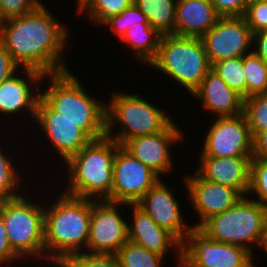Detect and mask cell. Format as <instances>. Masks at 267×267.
I'll use <instances>...</instances> for the list:
<instances>
[{"label": "cell", "mask_w": 267, "mask_h": 267, "mask_svg": "<svg viewBox=\"0 0 267 267\" xmlns=\"http://www.w3.org/2000/svg\"><path fill=\"white\" fill-rule=\"evenodd\" d=\"M63 26L42 3L30 13L3 21L0 43L21 69L62 73L69 71L62 57L69 31Z\"/></svg>", "instance_id": "1"}, {"label": "cell", "mask_w": 267, "mask_h": 267, "mask_svg": "<svg viewBox=\"0 0 267 267\" xmlns=\"http://www.w3.org/2000/svg\"><path fill=\"white\" fill-rule=\"evenodd\" d=\"M59 196L52 206H45L44 221L45 259L58 267L83 253V247L86 252L91 219V199Z\"/></svg>", "instance_id": "2"}, {"label": "cell", "mask_w": 267, "mask_h": 267, "mask_svg": "<svg viewBox=\"0 0 267 267\" xmlns=\"http://www.w3.org/2000/svg\"><path fill=\"white\" fill-rule=\"evenodd\" d=\"M119 146L115 140L104 136L91 140L70 156L65 161L68 186L62 193L84 199L107 200L112 192L113 163Z\"/></svg>", "instance_id": "3"}, {"label": "cell", "mask_w": 267, "mask_h": 267, "mask_svg": "<svg viewBox=\"0 0 267 267\" xmlns=\"http://www.w3.org/2000/svg\"><path fill=\"white\" fill-rule=\"evenodd\" d=\"M49 77L47 83L50 82V85L40 92L41 97L60 116L76 124L91 140L106 136V102L90 97L70 70L49 74L47 79Z\"/></svg>", "instance_id": "4"}, {"label": "cell", "mask_w": 267, "mask_h": 267, "mask_svg": "<svg viewBox=\"0 0 267 267\" xmlns=\"http://www.w3.org/2000/svg\"><path fill=\"white\" fill-rule=\"evenodd\" d=\"M149 65L167 74L190 94L211 69L201 38L173 34L161 36L158 53Z\"/></svg>", "instance_id": "5"}, {"label": "cell", "mask_w": 267, "mask_h": 267, "mask_svg": "<svg viewBox=\"0 0 267 267\" xmlns=\"http://www.w3.org/2000/svg\"><path fill=\"white\" fill-rule=\"evenodd\" d=\"M111 97L106 104V136L119 145L130 138L163 132L173 122L165 110L149 103L139 94L115 92ZM119 125L120 132L113 135V127Z\"/></svg>", "instance_id": "6"}, {"label": "cell", "mask_w": 267, "mask_h": 267, "mask_svg": "<svg viewBox=\"0 0 267 267\" xmlns=\"http://www.w3.org/2000/svg\"><path fill=\"white\" fill-rule=\"evenodd\" d=\"M267 207L251 196H242L232 207L206 220L199 229L210 239L245 248L260 246ZM250 244V245H249Z\"/></svg>", "instance_id": "7"}, {"label": "cell", "mask_w": 267, "mask_h": 267, "mask_svg": "<svg viewBox=\"0 0 267 267\" xmlns=\"http://www.w3.org/2000/svg\"><path fill=\"white\" fill-rule=\"evenodd\" d=\"M0 213L12 249L21 258L44 259L45 206L41 203L39 205V202L35 204L20 195L0 201Z\"/></svg>", "instance_id": "8"}, {"label": "cell", "mask_w": 267, "mask_h": 267, "mask_svg": "<svg viewBox=\"0 0 267 267\" xmlns=\"http://www.w3.org/2000/svg\"><path fill=\"white\" fill-rule=\"evenodd\" d=\"M252 256L243 247L210 239L199 228L182 243V260L191 267H254Z\"/></svg>", "instance_id": "9"}, {"label": "cell", "mask_w": 267, "mask_h": 267, "mask_svg": "<svg viewBox=\"0 0 267 267\" xmlns=\"http://www.w3.org/2000/svg\"><path fill=\"white\" fill-rule=\"evenodd\" d=\"M126 203L91 200V219L86 253L116 255L128 241V223L119 214Z\"/></svg>", "instance_id": "10"}, {"label": "cell", "mask_w": 267, "mask_h": 267, "mask_svg": "<svg viewBox=\"0 0 267 267\" xmlns=\"http://www.w3.org/2000/svg\"><path fill=\"white\" fill-rule=\"evenodd\" d=\"M201 40L212 65L217 61L243 57L252 52L253 32L243 16L219 17Z\"/></svg>", "instance_id": "11"}, {"label": "cell", "mask_w": 267, "mask_h": 267, "mask_svg": "<svg viewBox=\"0 0 267 267\" xmlns=\"http://www.w3.org/2000/svg\"><path fill=\"white\" fill-rule=\"evenodd\" d=\"M161 179L121 145L113 163V187L108 201L136 204Z\"/></svg>", "instance_id": "12"}, {"label": "cell", "mask_w": 267, "mask_h": 267, "mask_svg": "<svg viewBox=\"0 0 267 267\" xmlns=\"http://www.w3.org/2000/svg\"><path fill=\"white\" fill-rule=\"evenodd\" d=\"M201 150V157L252 156V138L244 113L217 117L207 132Z\"/></svg>", "instance_id": "13"}, {"label": "cell", "mask_w": 267, "mask_h": 267, "mask_svg": "<svg viewBox=\"0 0 267 267\" xmlns=\"http://www.w3.org/2000/svg\"><path fill=\"white\" fill-rule=\"evenodd\" d=\"M51 142V148L64 160L78 153L91 139L76 126L60 116L41 96L38 99L35 118Z\"/></svg>", "instance_id": "14"}, {"label": "cell", "mask_w": 267, "mask_h": 267, "mask_svg": "<svg viewBox=\"0 0 267 267\" xmlns=\"http://www.w3.org/2000/svg\"><path fill=\"white\" fill-rule=\"evenodd\" d=\"M176 126L172 122L163 132L130 138L121 146L160 177L173 169L170 147L184 137Z\"/></svg>", "instance_id": "15"}, {"label": "cell", "mask_w": 267, "mask_h": 267, "mask_svg": "<svg viewBox=\"0 0 267 267\" xmlns=\"http://www.w3.org/2000/svg\"><path fill=\"white\" fill-rule=\"evenodd\" d=\"M159 179L146 194L136 203L159 226L174 235L181 243L193 226L185 225L181 214L179 201L167 187L166 183Z\"/></svg>", "instance_id": "16"}, {"label": "cell", "mask_w": 267, "mask_h": 267, "mask_svg": "<svg viewBox=\"0 0 267 267\" xmlns=\"http://www.w3.org/2000/svg\"><path fill=\"white\" fill-rule=\"evenodd\" d=\"M184 178L190 202L200 218L192 225L193 228H199L210 217L229 209L242 197L236 189L208 181L196 171Z\"/></svg>", "instance_id": "17"}, {"label": "cell", "mask_w": 267, "mask_h": 267, "mask_svg": "<svg viewBox=\"0 0 267 267\" xmlns=\"http://www.w3.org/2000/svg\"><path fill=\"white\" fill-rule=\"evenodd\" d=\"M252 156L200 157L196 172L204 179L236 189L246 196L250 189Z\"/></svg>", "instance_id": "18"}, {"label": "cell", "mask_w": 267, "mask_h": 267, "mask_svg": "<svg viewBox=\"0 0 267 267\" xmlns=\"http://www.w3.org/2000/svg\"><path fill=\"white\" fill-rule=\"evenodd\" d=\"M133 209L132 224H128V241L142 246L149 251L165 257L170 247L176 248V258L182 260V243L170 232L159 226L147 213L136 204H129Z\"/></svg>", "instance_id": "19"}, {"label": "cell", "mask_w": 267, "mask_h": 267, "mask_svg": "<svg viewBox=\"0 0 267 267\" xmlns=\"http://www.w3.org/2000/svg\"><path fill=\"white\" fill-rule=\"evenodd\" d=\"M22 71H25L29 81L21 78L16 72L0 84V113L13 116V114H20L21 111H28L31 117L35 118L37 102L41 95L40 89L37 90L36 95L34 94L31 82L35 86V83L46 79L48 75L28 68H22Z\"/></svg>", "instance_id": "20"}, {"label": "cell", "mask_w": 267, "mask_h": 267, "mask_svg": "<svg viewBox=\"0 0 267 267\" xmlns=\"http://www.w3.org/2000/svg\"><path fill=\"white\" fill-rule=\"evenodd\" d=\"M202 106L216 117L237 116L243 113L244 99L210 69L200 86L192 93Z\"/></svg>", "instance_id": "21"}, {"label": "cell", "mask_w": 267, "mask_h": 267, "mask_svg": "<svg viewBox=\"0 0 267 267\" xmlns=\"http://www.w3.org/2000/svg\"><path fill=\"white\" fill-rule=\"evenodd\" d=\"M219 17L210 0H177L175 35L201 38Z\"/></svg>", "instance_id": "22"}, {"label": "cell", "mask_w": 267, "mask_h": 267, "mask_svg": "<svg viewBox=\"0 0 267 267\" xmlns=\"http://www.w3.org/2000/svg\"><path fill=\"white\" fill-rule=\"evenodd\" d=\"M161 34L150 23H135L128 26L125 33L119 38L130 46L136 59L144 64H149L155 59Z\"/></svg>", "instance_id": "23"}, {"label": "cell", "mask_w": 267, "mask_h": 267, "mask_svg": "<svg viewBox=\"0 0 267 267\" xmlns=\"http://www.w3.org/2000/svg\"><path fill=\"white\" fill-rule=\"evenodd\" d=\"M133 3L161 35H175L177 0H134Z\"/></svg>", "instance_id": "24"}, {"label": "cell", "mask_w": 267, "mask_h": 267, "mask_svg": "<svg viewBox=\"0 0 267 267\" xmlns=\"http://www.w3.org/2000/svg\"><path fill=\"white\" fill-rule=\"evenodd\" d=\"M133 2L134 0H77L76 10L79 14L86 12L89 20L102 25L110 17L122 13Z\"/></svg>", "instance_id": "25"}, {"label": "cell", "mask_w": 267, "mask_h": 267, "mask_svg": "<svg viewBox=\"0 0 267 267\" xmlns=\"http://www.w3.org/2000/svg\"><path fill=\"white\" fill-rule=\"evenodd\" d=\"M246 84V98L267 94V63L253 51L243 56Z\"/></svg>", "instance_id": "26"}, {"label": "cell", "mask_w": 267, "mask_h": 267, "mask_svg": "<svg viewBox=\"0 0 267 267\" xmlns=\"http://www.w3.org/2000/svg\"><path fill=\"white\" fill-rule=\"evenodd\" d=\"M220 78L234 91L246 99L247 79L243 68V57L217 61L211 65Z\"/></svg>", "instance_id": "27"}, {"label": "cell", "mask_w": 267, "mask_h": 267, "mask_svg": "<svg viewBox=\"0 0 267 267\" xmlns=\"http://www.w3.org/2000/svg\"><path fill=\"white\" fill-rule=\"evenodd\" d=\"M121 267H161L164 257L127 241L116 254Z\"/></svg>", "instance_id": "28"}, {"label": "cell", "mask_w": 267, "mask_h": 267, "mask_svg": "<svg viewBox=\"0 0 267 267\" xmlns=\"http://www.w3.org/2000/svg\"><path fill=\"white\" fill-rule=\"evenodd\" d=\"M243 113L247 119L251 138L267 130V94L244 99Z\"/></svg>", "instance_id": "29"}, {"label": "cell", "mask_w": 267, "mask_h": 267, "mask_svg": "<svg viewBox=\"0 0 267 267\" xmlns=\"http://www.w3.org/2000/svg\"><path fill=\"white\" fill-rule=\"evenodd\" d=\"M1 147V146H0ZM6 152L0 148V201L9 200L19 197L21 194L18 192L17 187L20 188V178L17 176L19 170H16L11 160H9ZM20 185V186H19ZM14 189L16 191H14Z\"/></svg>", "instance_id": "30"}, {"label": "cell", "mask_w": 267, "mask_h": 267, "mask_svg": "<svg viewBox=\"0 0 267 267\" xmlns=\"http://www.w3.org/2000/svg\"><path fill=\"white\" fill-rule=\"evenodd\" d=\"M135 23H149L146 15L133 3L126 8L122 13L112 16L107 19L102 26L110 27L112 32L117 34L119 38L128 29V26H133Z\"/></svg>", "instance_id": "31"}, {"label": "cell", "mask_w": 267, "mask_h": 267, "mask_svg": "<svg viewBox=\"0 0 267 267\" xmlns=\"http://www.w3.org/2000/svg\"><path fill=\"white\" fill-rule=\"evenodd\" d=\"M257 195L254 199L267 207V160L251 159L250 189L248 192ZM255 193V194H254Z\"/></svg>", "instance_id": "32"}, {"label": "cell", "mask_w": 267, "mask_h": 267, "mask_svg": "<svg viewBox=\"0 0 267 267\" xmlns=\"http://www.w3.org/2000/svg\"><path fill=\"white\" fill-rule=\"evenodd\" d=\"M59 267H121L117 255L80 253L69 257Z\"/></svg>", "instance_id": "33"}, {"label": "cell", "mask_w": 267, "mask_h": 267, "mask_svg": "<svg viewBox=\"0 0 267 267\" xmlns=\"http://www.w3.org/2000/svg\"><path fill=\"white\" fill-rule=\"evenodd\" d=\"M253 34L267 29V1L253 3L247 6L243 16Z\"/></svg>", "instance_id": "34"}, {"label": "cell", "mask_w": 267, "mask_h": 267, "mask_svg": "<svg viewBox=\"0 0 267 267\" xmlns=\"http://www.w3.org/2000/svg\"><path fill=\"white\" fill-rule=\"evenodd\" d=\"M4 21L14 17H20L35 10L41 0H0Z\"/></svg>", "instance_id": "35"}, {"label": "cell", "mask_w": 267, "mask_h": 267, "mask_svg": "<svg viewBox=\"0 0 267 267\" xmlns=\"http://www.w3.org/2000/svg\"><path fill=\"white\" fill-rule=\"evenodd\" d=\"M216 13L220 17L244 16L247 4L246 0H210Z\"/></svg>", "instance_id": "36"}, {"label": "cell", "mask_w": 267, "mask_h": 267, "mask_svg": "<svg viewBox=\"0 0 267 267\" xmlns=\"http://www.w3.org/2000/svg\"><path fill=\"white\" fill-rule=\"evenodd\" d=\"M17 259L19 261V259L22 258L12 249L10 245L3 217L0 213V265L5 264L4 262L9 264L13 260L17 261Z\"/></svg>", "instance_id": "37"}, {"label": "cell", "mask_w": 267, "mask_h": 267, "mask_svg": "<svg viewBox=\"0 0 267 267\" xmlns=\"http://www.w3.org/2000/svg\"><path fill=\"white\" fill-rule=\"evenodd\" d=\"M21 68L12 60L11 55L0 43V84Z\"/></svg>", "instance_id": "38"}, {"label": "cell", "mask_w": 267, "mask_h": 267, "mask_svg": "<svg viewBox=\"0 0 267 267\" xmlns=\"http://www.w3.org/2000/svg\"><path fill=\"white\" fill-rule=\"evenodd\" d=\"M252 159L267 160V130L252 139Z\"/></svg>", "instance_id": "39"}, {"label": "cell", "mask_w": 267, "mask_h": 267, "mask_svg": "<svg viewBox=\"0 0 267 267\" xmlns=\"http://www.w3.org/2000/svg\"><path fill=\"white\" fill-rule=\"evenodd\" d=\"M253 44L252 51L267 63V29L253 34Z\"/></svg>", "instance_id": "40"}, {"label": "cell", "mask_w": 267, "mask_h": 267, "mask_svg": "<svg viewBox=\"0 0 267 267\" xmlns=\"http://www.w3.org/2000/svg\"><path fill=\"white\" fill-rule=\"evenodd\" d=\"M261 246L264 248V250L267 253V209H266V214L264 218L263 236H262L259 248H261Z\"/></svg>", "instance_id": "41"}, {"label": "cell", "mask_w": 267, "mask_h": 267, "mask_svg": "<svg viewBox=\"0 0 267 267\" xmlns=\"http://www.w3.org/2000/svg\"><path fill=\"white\" fill-rule=\"evenodd\" d=\"M261 1H267V0H246V4L248 6V5H251L253 3H257V2H261Z\"/></svg>", "instance_id": "42"}, {"label": "cell", "mask_w": 267, "mask_h": 267, "mask_svg": "<svg viewBox=\"0 0 267 267\" xmlns=\"http://www.w3.org/2000/svg\"><path fill=\"white\" fill-rule=\"evenodd\" d=\"M178 264L179 265L177 267H191V266H188L183 260H181Z\"/></svg>", "instance_id": "43"}, {"label": "cell", "mask_w": 267, "mask_h": 267, "mask_svg": "<svg viewBox=\"0 0 267 267\" xmlns=\"http://www.w3.org/2000/svg\"><path fill=\"white\" fill-rule=\"evenodd\" d=\"M4 21V17L2 15V10H1V4H0V25Z\"/></svg>", "instance_id": "44"}]
</instances>
